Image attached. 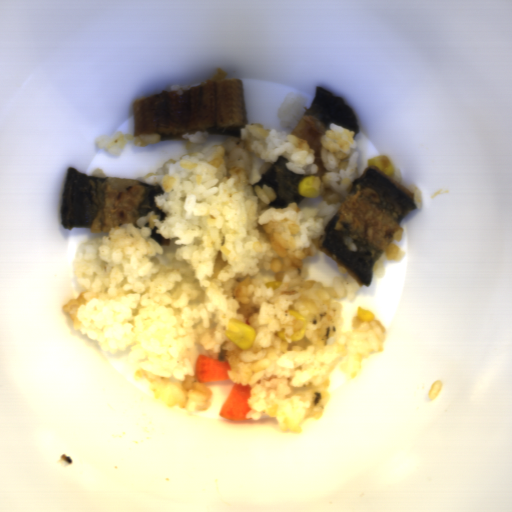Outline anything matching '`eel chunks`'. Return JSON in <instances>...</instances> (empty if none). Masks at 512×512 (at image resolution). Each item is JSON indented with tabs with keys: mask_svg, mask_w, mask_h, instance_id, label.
Returning a JSON list of instances; mask_svg holds the SVG:
<instances>
[{
	"mask_svg": "<svg viewBox=\"0 0 512 512\" xmlns=\"http://www.w3.org/2000/svg\"><path fill=\"white\" fill-rule=\"evenodd\" d=\"M414 192L377 166L353 179L314 246L340 264L358 287H371L373 265L393 242L400 221L418 204Z\"/></svg>",
	"mask_w": 512,
	"mask_h": 512,
	"instance_id": "1",
	"label": "eel chunks"
},
{
	"mask_svg": "<svg viewBox=\"0 0 512 512\" xmlns=\"http://www.w3.org/2000/svg\"><path fill=\"white\" fill-rule=\"evenodd\" d=\"M178 94L163 89L132 101L133 138L146 133L191 134L199 130L241 138L249 119L241 78L201 81Z\"/></svg>",
	"mask_w": 512,
	"mask_h": 512,
	"instance_id": "2",
	"label": "eel chunks"
},
{
	"mask_svg": "<svg viewBox=\"0 0 512 512\" xmlns=\"http://www.w3.org/2000/svg\"><path fill=\"white\" fill-rule=\"evenodd\" d=\"M163 194L157 181L149 184L135 178L89 176L70 165L61 190L60 225L69 232L73 228H89V234L108 235V231L124 223L142 230L136 220L149 211L159 215L161 222L168 219L169 214L156 201Z\"/></svg>",
	"mask_w": 512,
	"mask_h": 512,
	"instance_id": "3",
	"label": "eel chunks"
},
{
	"mask_svg": "<svg viewBox=\"0 0 512 512\" xmlns=\"http://www.w3.org/2000/svg\"><path fill=\"white\" fill-rule=\"evenodd\" d=\"M331 123L350 129L357 135L361 130L353 108L346 105L342 96L336 97L333 91L315 85L309 109L304 110L290 134L307 140L310 148L315 149L313 164L317 165L319 173L326 169L320 159V135L330 130Z\"/></svg>",
	"mask_w": 512,
	"mask_h": 512,
	"instance_id": "4",
	"label": "eel chunks"
},
{
	"mask_svg": "<svg viewBox=\"0 0 512 512\" xmlns=\"http://www.w3.org/2000/svg\"><path fill=\"white\" fill-rule=\"evenodd\" d=\"M290 162L288 157L283 155L272 163V165L262 173L260 181L252 186H260L262 190L264 185L274 189L276 198L268 204L273 209L289 207L291 202L297 205L305 199L306 196H300L298 184L306 177L305 174H295L286 166Z\"/></svg>",
	"mask_w": 512,
	"mask_h": 512,
	"instance_id": "5",
	"label": "eel chunks"
},
{
	"mask_svg": "<svg viewBox=\"0 0 512 512\" xmlns=\"http://www.w3.org/2000/svg\"><path fill=\"white\" fill-rule=\"evenodd\" d=\"M158 228L157 225L153 226L149 239L154 240L161 247H170L171 238H165L161 233H157Z\"/></svg>",
	"mask_w": 512,
	"mask_h": 512,
	"instance_id": "6",
	"label": "eel chunks"
}]
</instances>
